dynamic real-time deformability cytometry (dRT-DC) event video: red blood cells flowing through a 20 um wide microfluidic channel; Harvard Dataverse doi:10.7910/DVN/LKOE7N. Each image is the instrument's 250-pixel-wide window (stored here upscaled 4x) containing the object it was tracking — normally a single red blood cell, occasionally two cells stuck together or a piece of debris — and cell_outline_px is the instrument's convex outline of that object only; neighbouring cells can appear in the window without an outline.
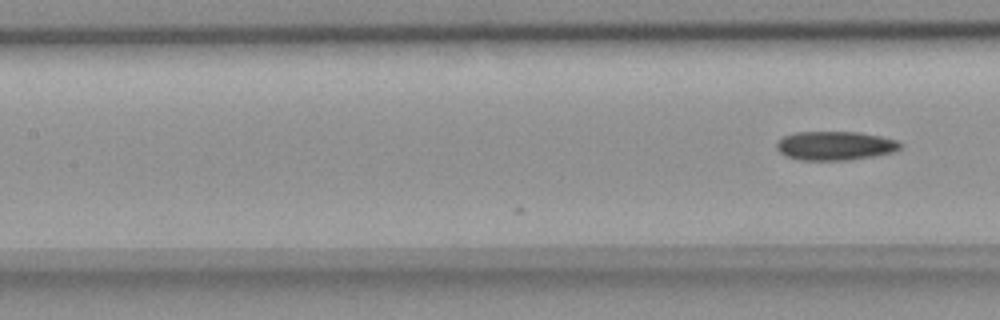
{"species": "common noctule bat (a hibernating species)", "species_latin": "Nyctalus noctula", "temperature_condition": "room temperature", "stored_images_in_passage": 20, "camera_frame_rate_fps": 3000, "um_per_image_px": 0.085, "animal": {"sex": "female", "body_mass_g": 18.4}, "frame": {"image": 1, "passage_image": 20, "time_ms": 6.333, "image_size_px": [1000, 320], "cell_outline_px": [[904, 144], [900, 148], [892, 152], [872, 156], [848, 160], [800, 160], [784, 156], [776, 148], [776, 140], [784, 136], [796, 132], [860, 132], [880, 136], [896, 140]], "centroid_in_image_um": [70.95, 12.38], "position_along_channel_um": 136.5, "area_um2": 20.92}}